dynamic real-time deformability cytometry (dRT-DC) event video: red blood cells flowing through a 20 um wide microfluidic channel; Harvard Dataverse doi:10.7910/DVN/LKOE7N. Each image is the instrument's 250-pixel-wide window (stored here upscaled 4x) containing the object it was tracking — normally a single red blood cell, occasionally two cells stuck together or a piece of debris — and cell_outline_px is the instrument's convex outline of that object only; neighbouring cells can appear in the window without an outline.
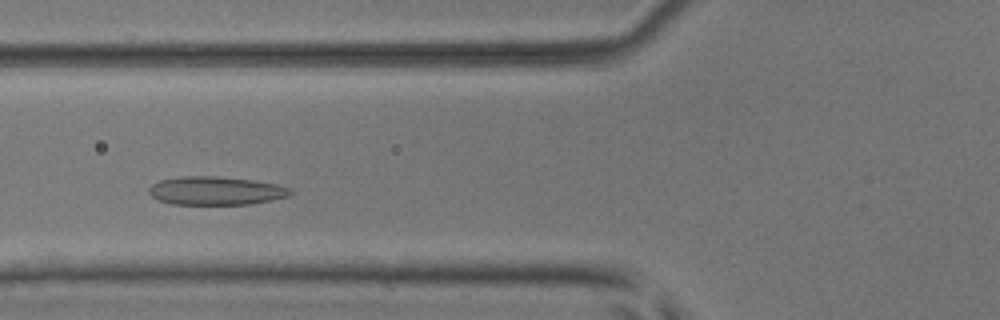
{"species": "common noctule bat (a hibernating species)", "species_latin": "Nyctalus noctula", "temperature_condition": "room temperature", "stored_images_in_passage": 39, "camera_frame_rate_fps": 3000, "um_per_image_px": 0.085, "animal": {"sex": "male", "body_mass_g": 17.9, "forearm_length_mm": 54.2}, "frame": {"image": 1, "passage_image": 10, "time_ms": 3.0, "image_size_px": [1000, 320], "cell_outline_px": [[292, 192], [288, 196], [272, 200], [252, 204], [172, 204], [156, 200], [148, 192], [148, 188], [152, 184], [160, 180], [180, 176], [212, 176], [252, 180], [276, 184], [292, 188]], "centroid_in_image_um": [18.32, 16.21], "position_along_channel_um": 107.5, "area_um2": 23.47}}
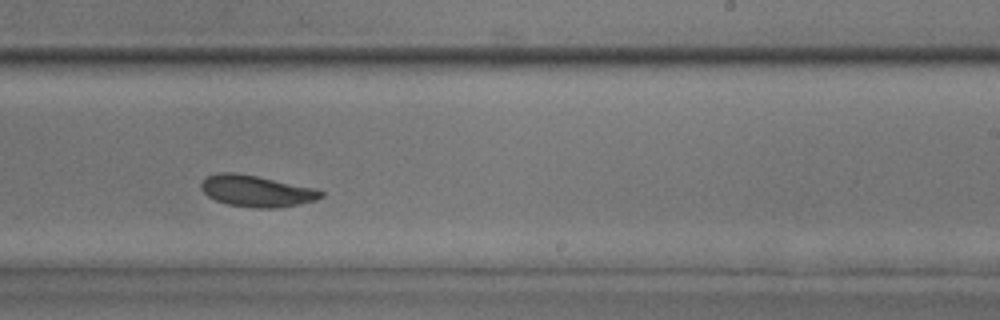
{"frame": {"image": 2, "passage_image": 22, "time_ms": 7.0, "image_size_px": [1000, 320], "cell_outline_px": [[324, 196], [316, 200], [276, 208], [252, 208], [228, 204], [216, 200], [208, 196], [200, 188], [200, 184], [208, 176], [220, 172], [232, 172], [256, 176], [316, 188], [324, 192]], "centroid_in_image_um": [21.81, 16.24], "position_along_channel_um": 267.2, "area_um2": 21.79}}
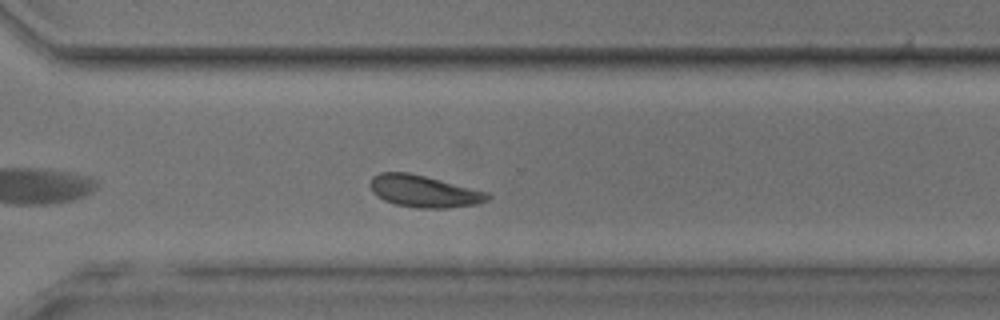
{"frame": {"image": 3, "passage_image": 27, "time_ms": 8.667, "image_size_px": [1000, 320], "cell_outline_px": [[492, 196], [488, 200], [480, 204], [448, 208], [416, 208], [396, 204], [384, 200], [376, 196], [372, 192], [368, 184], [372, 176], [380, 172], [408, 172], [488, 192]], "centroid_in_image_um": [36.02, 16.26], "position_along_channel_um": 334.6, "area_um2": 22.02}, "authors_computed_cell_mechanics": {"area_um2": 21.9062, "velocity_mm_per_s": 4.0183, "shape_relaxation_time_tau1_ms": 8.1168, "shape_relaxation_time_tau2_ms": 1.6702, "deformation_change_tau1": 0.1739, "deformation_change_tau2": 0.057}}